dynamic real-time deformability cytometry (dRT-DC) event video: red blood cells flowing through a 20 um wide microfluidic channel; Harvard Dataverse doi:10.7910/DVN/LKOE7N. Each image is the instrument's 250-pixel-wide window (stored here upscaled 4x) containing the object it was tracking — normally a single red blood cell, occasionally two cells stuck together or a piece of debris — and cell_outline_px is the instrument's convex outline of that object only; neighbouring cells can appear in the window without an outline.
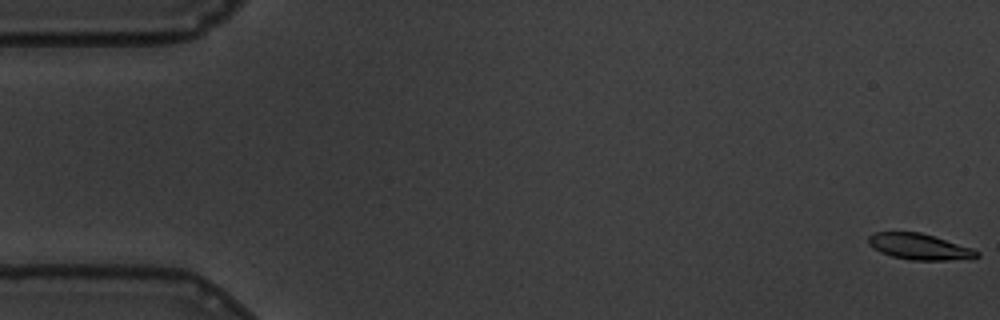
{"species": "common noctule bat (a hibernating species)", "species_latin": "Nyctalus noctula", "temperature_condition": "warm", "stored_images_in_passage": 14, "camera_frame_rate_fps": 3000, "um_per_image_px": 0.085, "animal": {"sex": "male", "body_mass_g": 19.5, "forearm_length_mm": 54.6}, "frame": {"image": 1, "passage_image": 1, "time_ms": 0.0, "image_size_px": [1000, 320], "cell_outline_px": [[980, 256], [976, 260], [912, 260], [892, 256], [880, 252], [868, 244], [868, 236], [876, 232], [920, 232], [972, 248], [980, 252]], "centroid_in_image_um": [78.22, 20.98], "position_along_channel_um": 6.8, "area_um2": 16.59}}